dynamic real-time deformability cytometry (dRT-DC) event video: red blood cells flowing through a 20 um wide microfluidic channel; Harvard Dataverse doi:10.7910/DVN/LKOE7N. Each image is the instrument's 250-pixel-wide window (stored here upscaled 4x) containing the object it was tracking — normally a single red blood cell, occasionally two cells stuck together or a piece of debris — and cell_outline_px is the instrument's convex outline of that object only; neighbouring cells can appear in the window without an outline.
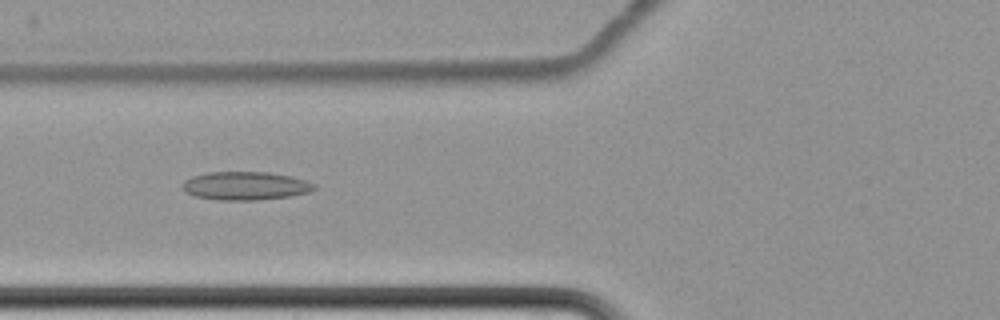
{"species": "common noctule bat (a hibernating species)", "species_latin": "Nyctalus noctula", "temperature_condition": "cold", "stored_images_in_passage": 16, "camera_frame_rate_fps": 3000, "um_per_image_px": 0.085, "animal": {"sex": "female", "body_mass_g": 22.7, "forearm_length_mm": 54.2}, "frame": {"image": 1, "passage_image": 7, "time_ms": 8.333, "image_size_px": [1000, 320], "cell_outline_px": [[316, 188], [308, 192], [292, 196], [256, 200], [220, 200], [192, 196], [184, 192], [184, 180], [192, 176], [208, 172], [268, 172], [292, 176], [316, 184]], "centroid_in_image_um": [20.86, 15.8], "position_along_channel_um": 104.9, "area_um2": 21.85}}
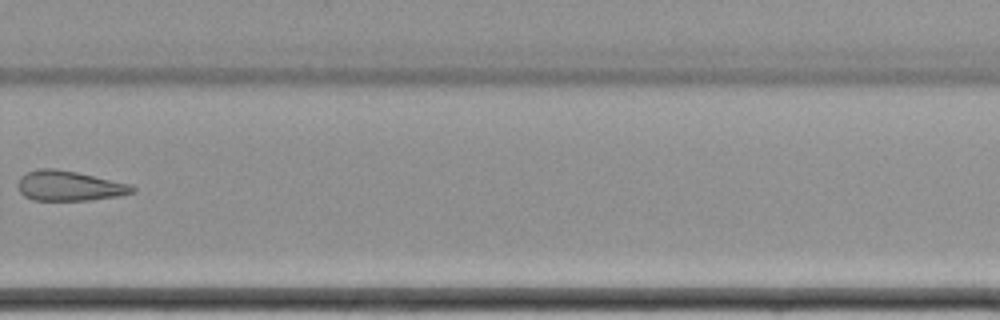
{"frame": {"image": 2, "passage_image": 12, "time_ms": 14.667, "image_size_px": [1000, 320], "cell_outline_px": [[136, 192], [120, 196], [88, 200], [32, 200], [24, 196], [16, 188], [16, 184], [20, 176], [28, 172], [44, 168], [56, 168], [76, 172], [128, 184], [136, 188]], "centroid_in_image_um": [5.84, 15.81], "position_along_channel_um": 324.0, "area_um2": 20.0}}
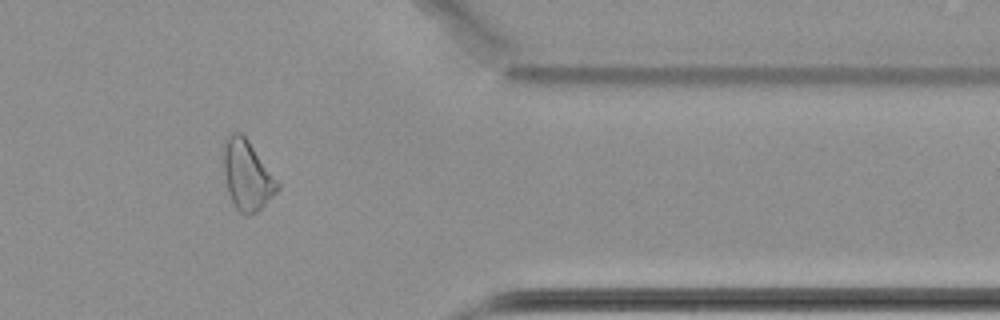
{"frame": {"image": 3, "passage_image": 14, "time_ms": 17.0, "image_size_px": [1000, 320], "cell_outline_px": [[280, 188], [256, 212], [248, 216], [244, 216], [236, 208], [228, 192], [224, 172], [224, 140], [228, 132], [240, 132], [248, 140], [280, 184]], "centroid_in_image_um": [20.99, 14.88], "position_along_channel_um": 390.4, "area_um2": 21.68}}